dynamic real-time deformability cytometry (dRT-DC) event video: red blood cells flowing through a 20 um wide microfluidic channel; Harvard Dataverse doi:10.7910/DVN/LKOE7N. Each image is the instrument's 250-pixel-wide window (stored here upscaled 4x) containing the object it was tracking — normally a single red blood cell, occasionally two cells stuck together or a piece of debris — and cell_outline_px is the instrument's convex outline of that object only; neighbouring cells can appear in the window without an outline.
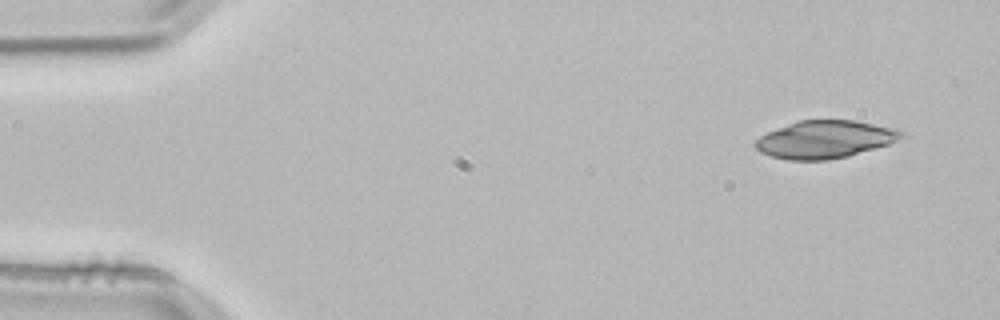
{"species": "common noctule bat (a hibernating species)", "species_latin": "Nyctalus noctula", "temperature_condition": "room temperature", "stored_images_in_passage": 49, "camera_frame_rate_fps": 3000, "um_per_image_px": 0.085, "animal": {"sex": "male", "body_mass_g": 21.5, "forearm_length_mm": 52.0}, "frame": {"image": 1, "passage_image": 1, "time_ms": 0.0, "image_size_px": [1000, 320], "cell_outline_px": [[904, 136], [900, 140], [888, 144], [848, 156], [828, 160], [788, 160], [772, 156], [760, 152], [752, 144], [760, 136], [768, 132], [788, 124], [800, 120], [856, 120], [896, 128], [904, 132]], "centroid_in_image_um": [70.14, 11.85], "position_along_channel_um": 14.9, "area_um2": 32.08}}